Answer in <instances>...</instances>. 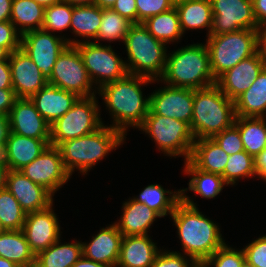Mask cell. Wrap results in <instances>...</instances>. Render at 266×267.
<instances>
[{
  "mask_svg": "<svg viewBox=\"0 0 266 267\" xmlns=\"http://www.w3.org/2000/svg\"><path fill=\"white\" fill-rule=\"evenodd\" d=\"M205 42L209 52L211 72L217 80L241 60L249 58L259 50V30L241 29L210 35Z\"/></svg>",
  "mask_w": 266,
  "mask_h": 267,
  "instance_id": "cell-7",
  "label": "cell"
},
{
  "mask_svg": "<svg viewBox=\"0 0 266 267\" xmlns=\"http://www.w3.org/2000/svg\"><path fill=\"white\" fill-rule=\"evenodd\" d=\"M169 196H167V195ZM134 200L147 205L156 211L161 217L172 214L175 206L181 200V191H170L164 189L159 184H150L146 186Z\"/></svg>",
  "mask_w": 266,
  "mask_h": 267,
  "instance_id": "cell-36",
  "label": "cell"
},
{
  "mask_svg": "<svg viewBox=\"0 0 266 267\" xmlns=\"http://www.w3.org/2000/svg\"><path fill=\"white\" fill-rule=\"evenodd\" d=\"M264 67L265 63L258 50L254 55L241 60L236 66L223 73L216 80V85L227 98L234 101L251 87Z\"/></svg>",
  "mask_w": 266,
  "mask_h": 267,
  "instance_id": "cell-18",
  "label": "cell"
},
{
  "mask_svg": "<svg viewBox=\"0 0 266 267\" xmlns=\"http://www.w3.org/2000/svg\"><path fill=\"white\" fill-rule=\"evenodd\" d=\"M138 130L154 140L165 156L189 160L195 141L190 125L184 121L154 114L150 109Z\"/></svg>",
  "mask_w": 266,
  "mask_h": 267,
  "instance_id": "cell-8",
  "label": "cell"
},
{
  "mask_svg": "<svg viewBox=\"0 0 266 267\" xmlns=\"http://www.w3.org/2000/svg\"><path fill=\"white\" fill-rule=\"evenodd\" d=\"M10 132L9 116L0 114V155L5 148Z\"/></svg>",
  "mask_w": 266,
  "mask_h": 267,
  "instance_id": "cell-51",
  "label": "cell"
},
{
  "mask_svg": "<svg viewBox=\"0 0 266 267\" xmlns=\"http://www.w3.org/2000/svg\"><path fill=\"white\" fill-rule=\"evenodd\" d=\"M191 267H209L205 264V262H194Z\"/></svg>",
  "mask_w": 266,
  "mask_h": 267,
  "instance_id": "cell-62",
  "label": "cell"
},
{
  "mask_svg": "<svg viewBox=\"0 0 266 267\" xmlns=\"http://www.w3.org/2000/svg\"><path fill=\"white\" fill-rule=\"evenodd\" d=\"M183 34L186 30L207 29L210 36L212 27V6L210 0H178L174 4Z\"/></svg>",
  "mask_w": 266,
  "mask_h": 267,
  "instance_id": "cell-27",
  "label": "cell"
},
{
  "mask_svg": "<svg viewBox=\"0 0 266 267\" xmlns=\"http://www.w3.org/2000/svg\"><path fill=\"white\" fill-rule=\"evenodd\" d=\"M255 168L258 173V178L266 181V149L255 157Z\"/></svg>",
  "mask_w": 266,
  "mask_h": 267,
  "instance_id": "cell-52",
  "label": "cell"
},
{
  "mask_svg": "<svg viewBox=\"0 0 266 267\" xmlns=\"http://www.w3.org/2000/svg\"><path fill=\"white\" fill-rule=\"evenodd\" d=\"M6 188L26 213L44 210L54 202L46 188L32 182L20 170H8Z\"/></svg>",
  "mask_w": 266,
  "mask_h": 267,
  "instance_id": "cell-19",
  "label": "cell"
},
{
  "mask_svg": "<svg viewBox=\"0 0 266 267\" xmlns=\"http://www.w3.org/2000/svg\"><path fill=\"white\" fill-rule=\"evenodd\" d=\"M142 24L154 38L166 45L178 42L183 36L175 6L168 11L149 17Z\"/></svg>",
  "mask_w": 266,
  "mask_h": 267,
  "instance_id": "cell-35",
  "label": "cell"
},
{
  "mask_svg": "<svg viewBox=\"0 0 266 267\" xmlns=\"http://www.w3.org/2000/svg\"><path fill=\"white\" fill-rule=\"evenodd\" d=\"M44 9L34 0H13L10 22L21 35L39 30L44 22Z\"/></svg>",
  "mask_w": 266,
  "mask_h": 267,
  "instance_id": "cell-34",
  "label": "cell"
},
{
  "mask_svg": "<svg viewBox=\"0 0 266 267\" xmlns=\"http://www.w3.org/2000/svg\"><path fill=\"white\" fill-rule=\"evenodd\" d=\"M10 131L34 139H50V124L26 98H17L9 113Z\"/></svg>",
  "mask_w": 266,
  "mask_h": 267,
  "instance_id": "cell-20",
  "label": "cell"
},
{
  "mask_svg": "<svg viewBox=\"0 0 266 267\" xmlns=\"http://www.w3.org/2000/svg\"><path fill=\"white\" fill-rule=\"evenodd\" d=\"M149 236H123L116 267H151L161 249Z\"/></svg>",
  "mask_w": 266,
  "mask_h": 267,
  "instance_id": "cell-24",
  "label": "cell"
},
{
  "mask_svg": "<svg viewBox=\"0 0 266 267\" xmlns=\"http://www.w3.org/2000/svg\"><path fill=\"white\" fill-rule=\"evenodd\" d=\"M16 99L13 89H0V114L9 116Z\"/></svg>",
  "mask_w": 266,
  "mask_h": 267,
  "instance_id": "cell-48",
  "label": "cell"
},
{
  "mask_svg": "<svg viewBox=\"0 0 266 267\" xmlns=\"http://www.w3.org/2000/svg\"><path fill=\"white\" fill-rule=\"evenodd\" d=\"M122 204V215L114 224L123 236L148 235L154 221L162 218L156 211L133 198Z\"/></svg>",
  "mask_w": 266,
  "mask_h": 267,
  "instance_id": "cell-25",
  "label": "cell"
},
{
  "mask_svg": "<svg viewBox=\"0 0 266 267\" xmlns=\"http://www.w3.org/2000/svg\"><path fill=\"white\" fill-rule=\"evenodd\" d=\"M82 242L61 243L58 239L35 256L36 267H72L82 256Z\"/></svg>",
  "mask_w": 266,
  "mask_h": 267,
  "instance_id": "cell-29",
  "label": "cell"
},
{
  "mask_svg": "<svg viewBox=\"0 0 266 267\" xmlns=\"http://www.w3.org/2000/svg\"><path fill=\"white\" fill-rule=\"evenodd\" d=\"M123 235L116 225L110 224L92 237L90 242H82V254L97 263L116 267Z\"/></svg>",
  "mask_w": 266,
  "mask_h": 267,
  "instance_id": "cell-22",
  "label": "cell"
},
{
  "mask_svg": "<svg viewBox=\"0 0 266 267\" xmlns=\"http://www.w3.org/2000/svg\"><path fill=\"white\" fill-rule=\"evenodd\" d=\"M156 81L193 90L215 85L206 44H190L168 53L164 73Z\"/></svg>",
  "mask_w": 266,
  "mask_h": 267,
  "instance_id": "cell-3",
  "label": "cell"
},
{
  "mask_svg": "<svg viewBox=\"0 0 266 267\" xmlns=\"http://www.w3.org/2000/svg\"><path fill=\"white\" fill-rule=\"evenodd\" d=\"M9 52L2 46H0V61L9 60Z\"/></svg>",
  "mask_w": 266,
  "mask_h": 267,
  "instance_id": "cell-61",
  "label": "cell"
},
{
  "mask_svg": "<svg viewBox=\"0 0 266 267\" xmlns=\"http://www.w3.org/2000/svg\"><path fill=\"white\" fill-rule=\"evenodd\" d=\"M116 0H95V4L102 9L112 8Z\"/></svg>",
  "mask_w": 266,
  "mask_h": 267,
  "instance_id": "cell-58",
  "label": "cell"
},
{
  "mask_svg": "<svg viewBox=\"0 0 266 267\" xmlns=\"http://www.w3.org/2000/svg\"><path fill=\"white\" fill-rule=\"evenodd\" d=\"M234 101L215 84L194 90L193 116L190 123L195 140L213 138L235 122Z\"/></svg>",
  "mask_w": 266,
  "mask_h": 267,
  "instance_id": "cell-5",
  "label": "cell"
},
{
  "mask_svg": "<svg viewBox=\"0 0 266 267\" xmlns=\"http://www.w3.org/2000/svg\"><path fill=\"white\" fill-rule=\"evenodd\" d=\"M96 95L80 97L59 119L50 125V145L93 133L103 125Z\"/></svg>",
  "mask_w": 266,
  "mask_h": 267,
  "instance_id": "cell-9",
  "label": "cell"
},
{
  "mask_svg": "<svg viewBox=\"0 0 266 267\" xmlns=\"http://www.w3.org/2000/svg\"><path fill=\"white\" fill-rule=\"evenodd\" d=\"M0 267H18L14 262L0 256Z\"/></svg>",
  "mask_w": 266,
  "mask_h": 267,
  "instance_id": "cell-60",
  "label": "cell"
},
{
  "mask_svg": "<svg viewBox=\"0 0 266 267\" xmlns=\"http://www.w3.org/2000/svg\"><path fill=\"white\" fill-rule=\"evenodd\" d=\"M137 8V23H142L149 17L168 11L174 7V0H135Z\"/></svg>",
  "mask_w": 266,
  "mask_h": 267,
  "instance_id": "cell-42",
  "label": "cell"
},
{
  "mask_svg": "<svg viewBox=\"0 0 266 267\" xmlns=\"http://www.w3.org/2000/svg\"><path fill=\"white\" fill-rule=\"evenodd\" d=\"M205 264L211 267H243L245 254L243 249L238 250L225 244L217 249L206 261Z\"/></svg>",
  "mask_w": 266,
  "mask_h": 267,
  "instance_id": "cell-41",
  "label": "cell"
},
{
  "mask_svg": "<svg viewBox=\"0 0 266 267\" xmlns=\"http://www.w3.org/2000/svg\"><path fill=\"white\" fill-rule=\"evenodd\" d=\"M0 46L9 53L21 48V34L10 21L0 22Z\"/></svg>",
  "mask_w": 266,
  "mask_h": 267,
  "instance_id": "cell-46",
  "label": "cell"
},
{
  "mask_svg": "<svg viewBox=\"0 0 266 267\" xmlns=\"http://www.w3.org/2000/svg\"><path fill=\"white\" fill-rule=\"evenodd\" d=\"M133 23L128 19L120 16L116 11L109 9H102V22L98 29L97 39L98 41H113L124 42L125 37Z\"/></svg>",
  "mask_w": 266,
  "mask_h": 267,
  "instance_id": "cell-37",
  "label": "cell"
},
{
  "mask_svg": "<svg viewBox=\"0 0 266 267\" xmlns=\"http://www.w3.org/2000/svg\"><path fill=\"white\" fill-rule=\"evenodd\" d=\"M72 267H114V266L108 265V264L97 263L82 255L80 259Z\"/></svg>",
  "mask_w": 266,
  "mask_h": 267,
  "instance_id": "cell-54",
  "label": "cell"
},
{
  "mask_svg": "<svg viewBox=\"0 0 266 267\" xmlns=\"http://www.w3.org/2000/svg\"><path fill=\"white\" fill-rule=\"evenodd\" d=\"M234 124L239 128L244 151L254 158L266 149V118L237 117Z\"/></svg>",
  "mask_w": 266,
  "mask_h": 267,
  "instance_id": "cell-32",
  "label": "cell"
},
{
  "mask_svg": "<svg viewBox=\"0 0 266 267\" xmlns=\"http://www.w3.org/2000/svg\"><path fill=\"white\" fill-rule=\"evenodd\" d=\"M36 1L38 4L42 5L44 8L51 6L55 3L60 2L61 0H34Z\"/></svg>",
  "mask_w": 266,
  "mask_h": 267,
  "instance_id": "cell-59",
  "label": "cell"
},
{
  "mask_svg": "<svg viewBox=\"0 0 266 267\" xmlns=\"http://www.w3.org/2000/svg\"><path fill=\"white\" fill-rule=\"evenodd\" d=\"M181 194L170 215L177 228L178 238L184 255L194 262H205L217 249L226 242L222 238L220 228L209 217L199 211L193 199Z\"/></svg>",
  "mask_w": 266,
  "mask_h": 267,
  "instance_id": "cell-1",
  "label": "cell"
},
{
  "mask_svg": "<svg viewBox=\"0 0 266 267\" xmlns=\"http://www.w3.org/2000/svg\"><path fill=\"white\" fill-rule=\"evenodd\" d=\"M126 136L117 129L102 125L93 133L70 139L60 143L57 148L60 151L64 167L72 176L75 169L83 175L124 143Z\"/></svg>",
  "mask_w": 266,
  "mask_h": 267,
  "instance_id": "cell-4",
  "label": "cell"
},
{
  "mask_svg": "<svg viewBox=\"0 0 266 267\" xmlns=\"http://www.w3.org/2000/svg\"><path fill=\"white\" fill-rule=\"evenodd\" d=\"M254 16L259 28L266 26V0H252Z\"/></svg>",
  "mask_w": 266,
  "mask_h": 267,
  "instance_id": "cell-50",
  "label": "cell"
},
{
  "mask_svg": "<svg viewBox=\"0 0 266 267\" xmlns=\"http://www.w3.org/2000/svg\"><path fill=\"white\" fill-rule=\"evenodd\" d=\"M212 27L210 35H219L241 29L259 30L252 0H210Z\"/></svg>",
  "mask_w": 266,
  "mask_h": 267,
  "instance_id": "cell-13",
  "label": "cell"
},
{
  "mask_svg": "<svg viewBox=\"0 0 266 267\" xmlns=\"http://www.w3.org/2000/svg\"><path fill=\"white\" fill-rule=\"evenodd\" d=\"M229 155L213 138L194 141L189 161L197 168L208 173L222 176Z\"/></svg>",
  "mask_w": 266,
  "mask_h": 267,
  "instance_id": "cell-26",
  "label": "cell"
},
{
  "mask_svg": "<svg viewBox=\"0 0 266 267\" xmlns=\"http://www.w3.org/2000/svg\"><path fill=\"white\" fill-rule=\"evenodd\" d=\"M0 89H13L9 60L0 61Z\"/></svg>",
  "mask_w": 266,
  "mask_h": 267,
  "instance_id": "cell-49",
  "label": "cell"
},
{
  "mask_svg": "<svg viewBox=\"0 0 266 267\" xmlns=\"http://www.w3.org/2000/svg\"><path fill=\"white\" fill-rule=\"evenodd\" d=\"M154 91L149 95V109L154 114L181 120L190 125L193 116V89L166 84Z\"/></svg>",
  "mask_w": 266,
  "mask_h": 267,
  "instance_id": "cell-15",
  "label": "cell"
},
{
  "mask_svg": "<svg viewBox=\"0 0 266 267\" xmlns=\"http://www.w3.org/2000/svg\"><path fill=\"white\" fill-rule=\"evenodd\" d=\"M237 117L266 118V66L251 87L234 100Z\"/></svg>",
  "mask_w": 266,
  "mask_h": 267,
  "instance_id": "cell-28",
  "label": "cell"
},
{
  "mask_svg": "<svg viewBox=\"0 0 266 267\" xmlns=\"http://www.w3.org/2000/svg\"><path fill=\"white\" fill-rule=\"evenodd\" d=\"M213 139L229 156L244 151L239 128L235 124L216 134Z\"/></svg>",
  "mask_w": 266,
  "mask_h": 267,
  "instance_id": "cell-43",
  "label": "cell"
},
{
  "mask_svg": "<svg viewBox=\"0 0 266 267\" xmlns=\"http://www.w3.org/2000/svg\"><path fill=\"white\" fill-rule=\"evenodd\" d=\"M6 229L4 228V226L2 225V222L0 221V233L5 232Z\"/></svg>",
  "mask_w": 266,
  "mask_h": 267,
  "instance_id": "cell-63",
  "label": "cell"
},
{
  "mask_svg": "<svg viewBox=\"0 0 266 267\" xmlns=\"http://www.w3.org/2000/svg\"><path fill=\"white\" fill-rule=\"evenodd\" d=\"M128 74L159 80L165 70L166 44L154 38L142 23L131 25L125 40Z\"/></svg>",
  "mask_w": 266,
  "mask_h": 267,
  "instance_id": "cell-6",
  "label": "cell"
},
{
  "mask_svg": "<svg viewBox=\"0 0 266 267\" xmlns=\"http://www.w3.org/2000/svg\"><path fill=\"white\" fill-rule=\"evenodd\" d=\"M245 262L250 267H266V235L260 236L243 248Z\"/></svg>",
  "mask_w": 266,
  "mask_h": 267,
  "instance_id": "cell-44",
  "label": "cell"
},
{
  "mask_svg": "<svg viewBox=\"0 0 266 267\" xmlns=\"http://www.w3.org/2000/svg\"><path fill=\"white\" fill-rule=\"evenodd\" d=\"M259 51L266 66V26L259 29Z\"/></svg>",
  "mask_w": 266,
  "mask_h": 267,
  "instance_id": "cell-55",
  "label": "cell"
},
{
  "mask_svg": "<svg viewBox=\"0 0 266 267\" xmlns=\"http://www.w3.org/2000/svg\"><path fill=\"white\" fill-rule=\"evenodd\" d=\"M26 212L11 192L5 188L0 190V221L6 230H22Z\"/></svg>",
  "mask_w": 266,
  "mask_h": 267,
  "instance_id": "cell-39",
  "label": "cell"
},
{
  "mask_svg": "<svg viewBox=\"0 0 266 267\" xmlns=\"http://www.w3.org/2000/svg\"><path fill=\"white\" fill-rule=\"evenodd\" d=\"M0 256L17 266L35 264V254L31 251L22 230H6L0 233Z\"/></svg>",
  "mask_w": 266,
  "mask_h": 267,
  "instance_id": "cell-31",
  "label": "cell"
},
{
  "mask_svg": "<svg viewBox=\"0 0 266 267\" xmlns=\"http://www.w3.org/2000/svg\"><path fill=\"white\" fill-rule=\"evenodd\" d=\"M102 22V8L96 4L73 7L70 31L74 37H82L81 42H90L97 39L98 29ZM86 38V39H85Z\"/></svg>",
  "mask_w": 266,
  "mask_h": 267,
  "instance_id": "cell-33",
  "label": "cell"
},
{
  "mask_svg": "<svg viewBox=\"0 0 266 267\" xmlns=\"http://www.w3.org/2000/svg\"><path fill=\"white\" fill-rule=\"evenodd\" d=\"M18 267H36V265H29V266H18Z\"/></svg>",
  "mask_w": 266,
  "mask_h": 267,
  "instance_id": "cell-64",
  "label": "cell"
},
{
  "mask_svg": "<svg viewBox=\"0 0 266 267\" xmlns=\"http://www.w3.org/2000/svg\"><path fill=\"white\" fill-rule=\"evenodd\" d=\"M179 251L160 250L151 267H191L194 261Z\"/></svg>",
  "mask_w": 266,
  "mask_h": 267,
  "instance_id": "cell-45",
  "label": "cell"
},
{
  "mask_svg": "<svg viewBox=\"0 0 266 267\" xmlns=\"http://www.w3.org/2000/svg\"><path fill=\"white\" fill-rule=\"evenodd\" d=\"M8 172V167L6 163L3 161V159L0 156V190L6 188V175Z\"/></svg>",
  "mask_w": 266,
  "mask_h": 267,
  "instance_id": "cell-56",
  "label": "cell"
},
{
  "mask_svg": "<svg viewBox=\"0 0 266 267\" xmlns=\"http://www.w3.org/2000/svg\"><path fill=\"white\" fill-rule=\"evenodd\" d=\"M9 64L16 98L30 99L48 84L39 68L21 48L9 54Z\"/></svg>",
  "mask_w": 266,
  "mask_h": 267,
  "instance_id": "cell-17",
  "label": "cell"
},
{
  "mask_svg": "<svg viewBox=\"0 0 266 267\" xmlns=\"http://www.w3.org/2000/svg\"><path fill=\"white\" fill-rule=\"evenodd\" d=\"M62 2L68 3L69 5L75 6H87L95 4V0H61Z\"/></svg>",
  "mask_w": 266,
  "mask_h": 267,
  "instance_id": "cell-57",
  "label": "cell"
},
{
  "mask_svg": "<svg viewBox=\"0 0 266 267\" xmlns=\"http://www.w3.org/2000/svg\"><path fill=\"white\" fill-rule=\"evenodd\" d=\"M111 9L116 11L120 16L128 19L133 24L137 23L135 0H116Z\"/></svg>",
  "mask_w": 266,
  "mask_h": 267,
  "instance_id": "cell-47",
  "label": "cell"
},
{
  "mask_svg": "<svg viewBox=\"0 0 266 267\" xmlns=\"http://www.w3.org/2000/svg\"><path fill=\"white\" fill-rule=\"evenodd\" d=\"M184 164V172L191 176V179L189 180L188 188L180 190L181 194L193 191L202 198L212 199L221 193L225 185L228 186L222 176L197 169L189 160Z\"/></svg>",
  "mask_w": 266,
  "mask_h": 267,
  "instance_id": "cell-30",
  "label": "cell"
},
{
  "mask_svg": "<svg viewBox=\"0 0 266 267\" xmlns=\"http://www.w3.org/2000/svg\"><path fill=\"white\" fill-rule=\"evenodd\" d=\"M258 177L255 168V158L246 151H241L229 156L224 173V181L229 185H235L239 179Z\"/></svg>",
  "mask_w": 266,
  "mask_h": 267,
  "instance_id": "cell-38",
  "label": "cell"
},
{
  "mask_svg": "<svg viewBox=\"0 0 266 267\" xmlns=\"http://www.w3.org/2000/svg\"><path fill=\"white\" fill-rule=\"evenodd\" d=\"M59 224L53 204L44 210L26 213L22 231L35 256L60 239Z\"/></svg>",
  "mask_w": 266,
  "mask_h": 267,
  "instance_id": "cell-16",
  "label": "cell"
},
{
  "mask_svg": "<svg viewBox=\"0 0 266 267\" xmlns=\"http://www.w3.org/2000/svg\"><path fill=\"white\" fill-rule=\"evenodd\" d=\"M73 6L65 2H58L44 9L43 30L51 32H62L70 28Z\"/></svg>",
  "mask_w": 266,
  "mask_h": 267,
  "instance_id": "cell-40",
  "label": "cell"
},
{
  "mask_svg": "<svg viewBox=\"0 0 266 267\" xmlns=\"http://www.w3.org/2000/svg\"><path fill=\"white\" fill-rule=\"evenodd\" d=\"M20 171L53 196L71 177L64 167L59 149L51 145Z\"/></svg>",
  "mask_w": 266,
  "mask_h": 267,
  "instance_id": "cell-14",
  "label": "cell"
},
{
  "mask_svg": "<svg viewBox=\"0 0 266 267\" xmlns=\"http://www.w3.org/2000/svg\"><path fill=\"white\" fill-rule=\"evenodd\" d=\"M13 0H0V22L10 21Z\"/></svg>",
  "mask_w": 266,
  "mask_h": 267,
  "instance_id": "cell-53",
  "label": "cell"
},
{
  "mask_svg": "<svg viewBox=\"0 0 266 267\" xmlns=\"http://www.w3.org/2000/svg\"><path fill=\"white\" fill-rule=\"evenodd\" d=\"M79 98L73 92L46 84L30 100L35 104L41 116L51 125L57 119L61 118Z\"/></svg>",
  "mask_w": 266,
  "mask_h": 267,
  "instance_id": "cell-23",
  "label": "cell"
},
{
  "mask_svg": "<svg viewBox=\"0 0 266 267\" xmlns=\"http://www.w3.org/2000/svg\"><path fill=\"white\" fill-rule=\"evenodd\" d=\"M74 46L78 49L93 84L98 86L97 89L128 74L125 60L114 52L110 44L102 45L91 40Z\"/></svg>",
  "mask_w": 266,
  "mask_h": 267,
  "instance_id": "cell-10",
  "label": "cell"
},
{
  "mask_svg": "<svg viewBox=\"0 0 266 267\" xmlns=\"http://www.w3.org/2000/svg\"><path fill=\"white\" fill-rule=\"evenodd\" d=\"M157 82L142 76L127 74L124 78L109 82L97 91L104 100L113 123L110 127L125 136L130 127L139 128L149 112L150 97H143L142 85Z\"/></svg>",
  "mask_w": 266,
  "mask_h": 267,
  "instance_id": "cell-2",
  "label": "cell"
},
{
  "mask_svg": "<svg viewBox=\"0 0 266 267\" xmlns=\"http://www.w3.org/2000/svg\"><path fill=\"white\" fill-rule=\"evenodd\" d=\"M47 81L48 84L73 92L79 97H91L98 92L74 45H68L59 55L53 66L51 77Z\"/></svg>",
  "mask_w": 266,
  "mask_h": 267,
  "instance_id": "cell-11",
  "label": "cell"
},
{
  "mask_svg": "<svg viewBox=\"0 0 266 267\" xmlns=\"http://www.w3.org/2000/svg\"><path fill=\"white\" fill-rule=\"evenodd\" d=\"M55 35L43 29L26 32L21 35V49L31 58L48 80L59 55L68 45H75L82 40Z\"/></svg>",
  "mask_w": 266,
  "mask_h": 267,
  "instance_id": "cell-12",
  "label": "cell"
},
{
  "mask_svg": "<svg viewBox=\"0 0 266 267\" xmlns=\"http://www.w3.org/2000/svg\"><path fill=\"white\" fill-rule=\"evenodd\" d=\"M49 145L50 139H34L10 132L0 156L8 170H20L35 160Z\"/></svg>",
  "mask_w": 266,
  "mask_h": 267,
  "instance_id": "cell-21",
  "label": "cell"
}]
</instances>
